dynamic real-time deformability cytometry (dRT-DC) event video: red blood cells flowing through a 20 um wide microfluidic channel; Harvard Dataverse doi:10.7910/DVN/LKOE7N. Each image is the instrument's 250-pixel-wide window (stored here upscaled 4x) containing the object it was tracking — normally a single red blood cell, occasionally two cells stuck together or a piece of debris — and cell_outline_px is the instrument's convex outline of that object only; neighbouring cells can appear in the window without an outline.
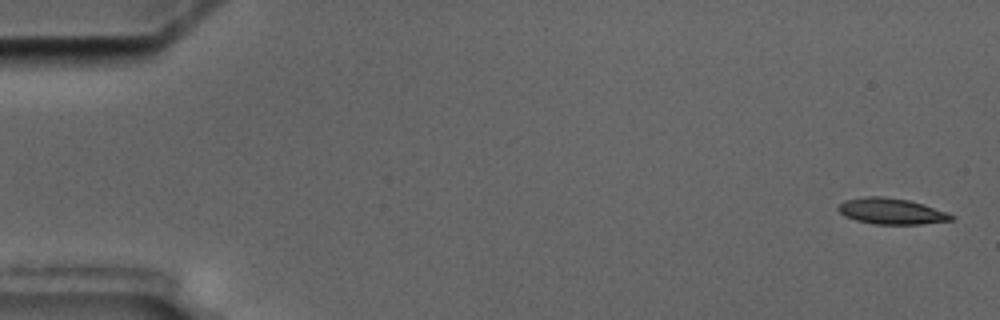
{"species": "common noctule bat (a hibernating species)", "species_latin": "Nyctalus noctula", "temperature_condition": "cold", "stored_images_in_passage": 15, "camera_frame_rate_fps": 3000, "um_per_image_px": 0.085, "animal": {"sex": "male", "body_mass_g": 17.5, "forearm_length_mm": 52.3}, "frame": {"image": 1, "passage_image": 1, "time_ms": 0.0, "image_size_px": [1000, 320], "cell_outline_px": [[956, 216], [952, 220], [920, 224], [872, 224], [856, 220], [844, 216], [836, 208], [844, 200], [864, 196], [884, 196], [908, 200], [948, 212]], "centroid_in_image_um": [75.74, 17.95], "position_along_channel_um": 9.3, "area_um2": 17.17}}
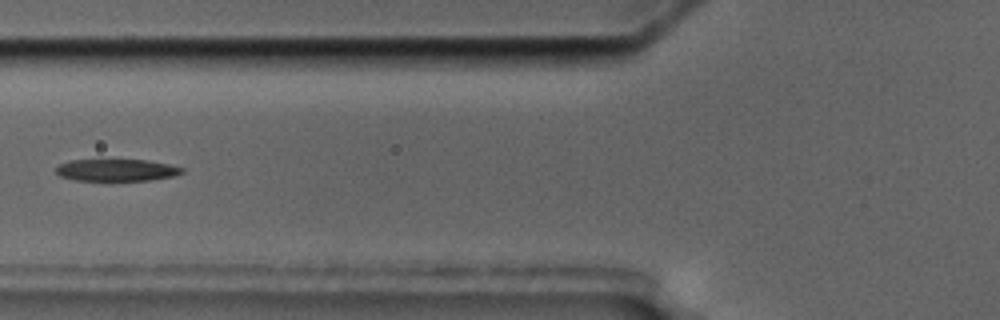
{"frame": {"image": 2, "passage_image": 6, "time_ms": 7.0, "image_size_px": [1000, 320], "cell_outline_px": [[184, 172], [172, 176], [152, 180], [108, 184], [76, 180], [60, 176], [56, 172], [56, 168], [60, 164], [68, 160], [144, 160], [168, 164], [184, 168]], "centroid_in_image_um": [9.88, 14.52], "position_along_channel_um": 115.9, "area_um2": 17.05}}
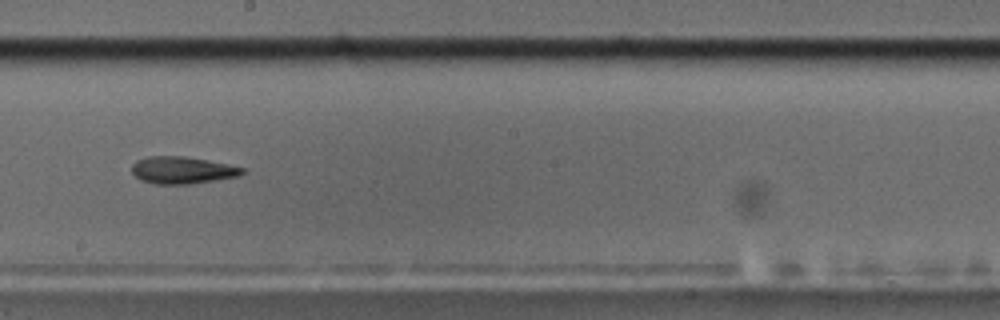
{"frame": {"image": 3, "passage_image": 9, "time_ms": 10.333, "image_size_px": [1000, 320], "cell_outline_px": [[244, 172], [240, 176], [216, 180], [188, 184], [156, 184], [140, 180], [132, 172], [132, 164], [136, 160], [148, 156], [184, 156], [244, 168]], "centroid_in_image_um": [15.45, 14.47], "position_along_channel_um": 232.8, "area_um2": 17.28}, "authors_computed_cell_mechanics": {"area_um2": 17.2822, "velocity_mm_per_s": 3.5085, "shape_relaxation_time_tau1_ms": null, "shape_relaxation_time_tau2_ms": 4.3541, "deformation_change_tau1": null, "deformation_change_tau2": 0.1207}}